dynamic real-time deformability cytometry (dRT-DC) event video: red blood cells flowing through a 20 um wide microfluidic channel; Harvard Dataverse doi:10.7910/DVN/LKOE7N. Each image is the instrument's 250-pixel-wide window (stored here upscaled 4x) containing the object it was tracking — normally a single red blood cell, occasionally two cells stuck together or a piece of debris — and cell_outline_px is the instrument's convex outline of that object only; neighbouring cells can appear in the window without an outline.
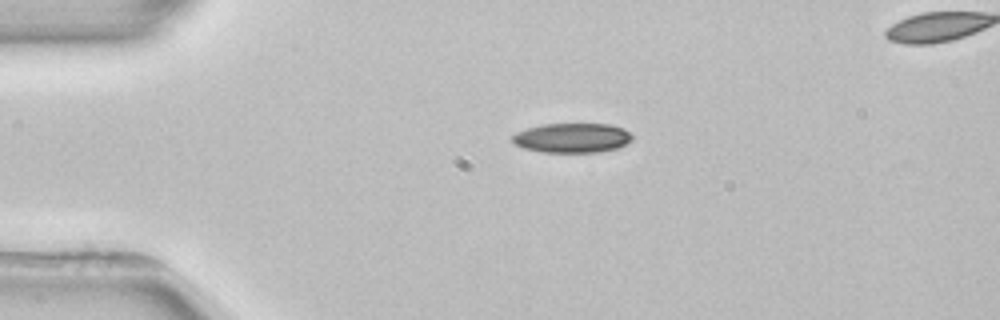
{"species": "common noctule bat (a hibernating species)", "species_latin": "Nyctalus noctula", "temperature_condition": "room temperature", "stored_images_in_passage": 3, "segment_of_instrument_passage": [1, 2], "camera_frame_rate_fps": 3000, "um_per_image_px": 0.085, "animal": {"sex": "female", "body_mass_g": 22.7, "forearm_length_mm": 54.2}, "frame": {"image": 1, "passage_image": 1, "time_ms": 0.0, "image_size_px": [1000, 320], "cell_outline_px": [[632, 140], [616, 148], [600, 152], [540, 152], [524, 148], [516, 144], [512, 140], [512, 136], [516, 132], [528, 128], [544, 124], [612, 124], [624, 128], [632, 136]], "centroid_in_image_um": [48.64, 11.72], "position_along_channel_um": 36.4, "area_um2": 20.58}}